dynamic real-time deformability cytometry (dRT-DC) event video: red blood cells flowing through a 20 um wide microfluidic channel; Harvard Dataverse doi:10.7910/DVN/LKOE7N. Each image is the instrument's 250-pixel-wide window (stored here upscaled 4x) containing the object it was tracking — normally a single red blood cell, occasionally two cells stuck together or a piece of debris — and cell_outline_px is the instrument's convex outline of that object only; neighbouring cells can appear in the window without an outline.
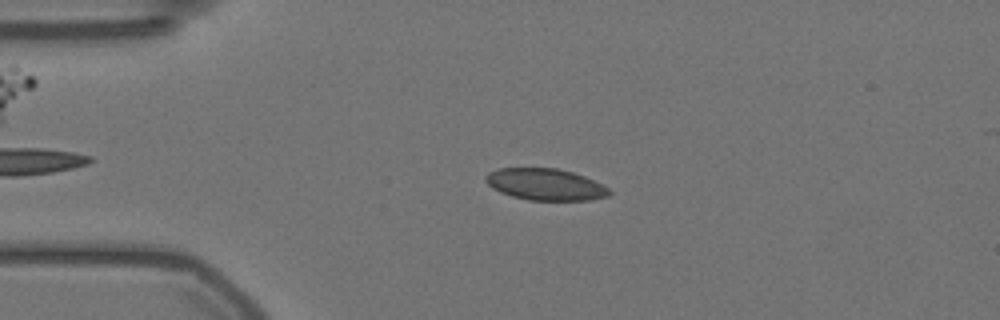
{"species": "Egyptian fruit bat (a non-hibernating species)", "species_latin": "Rousettus aegyptiacus", "temperature_condition": "warm", "stored_images_in_passage": 51, "camera_frame_rate_fps": 3000, "um_per_image_px": 0.085, "animal": {"sex": "female"}, "frame": {"image": 1, "passage_image": 12, "time_ms": 3.667, "image_size_px": [1000, 320], "cell_outline_px": [[612, 192], [608, 196], [588, 200], [528, 200], [512, 196], [500, 192], [492, 188], [484, 180], [484, 176], [488, 172], [500, 168], [556, 168], [572, 172], [584, 176], [608, 188]], "centroid_in_image_um": [46.31, 15.67], "position_along_channel_um": 38.7, "area_um2": 22.72}}
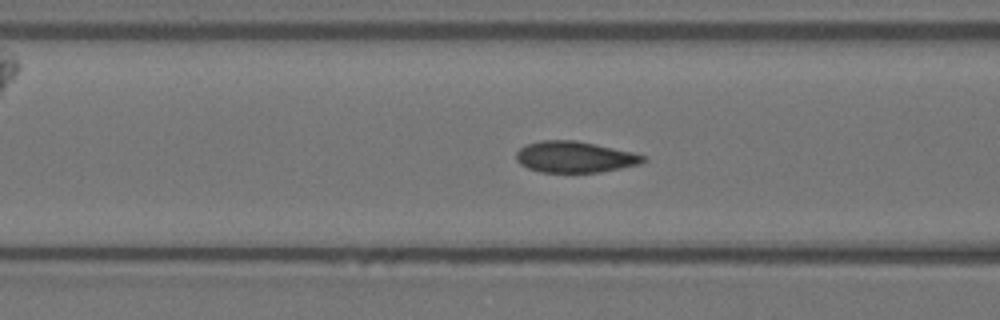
{"frame": {"image": 2, "passage_image": 21, "time_ms": 6.667, "image_size_px": [1000, 320], "cell_outline_px": [[648, 160], [640, 164], [600, 172], [540, 172], [528, 168], [520, 164], [516, 160], [516, 152], [520, 148], [528, 144], [540, 140], [576, 140], [596, 144], [632, 152], [648, 156]], "centroid_in_image_um": [48.88, 13.34], "position_along_channel_um": 117.7, "area_um2": 23.18}}
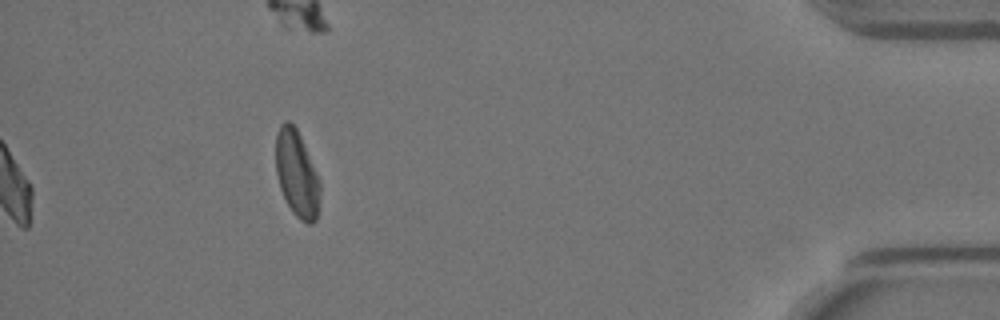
{"frame": {"image": 3, "passage_image": 51, "time_ms": 16.667, "image_size_px": [1000, 320], "cell_outline_px": [[320, 200], [316, 220], [312, 224], [308, 224], [300, 220], [292, 212], [280, 188], [276, 172], [276, 132], [280, 124], [284, 120], [288, 120], [296, 128], [300, 136], [320, 180]], "centroid_in_image_um": [25.23, 14.78], "position_along_channel_um": 410.0, "area_um2": 22.31}, "authors_computed_cell_mechanics": {"area_um2": 23.2356, "velocity_mm_per_s": 3.5206, "shape_relaxation_time_tau1_ms": 8.5304, "shape_relaxation_time_tau2_ms": 0.727, "deformation_change_tau1": 0.2268, "deformation_change_tau2": 0.0407}}